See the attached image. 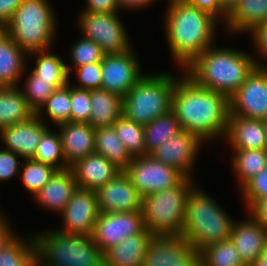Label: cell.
<instances>
[{
  "instance_id": "obj_34",
  "label": "cell",
  "mask_w": 267,
  "mask_h": 266,
  "mask_svg": "<svg viewBox=\"0 0 267 266\" xmlns=\"http://www.w3.org/2000/svg\"><path fill=\"white\" fill-rule=\"evenodd\" d=\"M32 159L57 170L70 168L64 159L59 133L50 129L42 135Z\"/></svg>"
},
{
  "instance_id": "obj_32",
  "label": "cell",
  "mask_w": 267,
  "mask_h": 266,
  "mask_svg": "<svg viewBox=\"0 0 267 266\" xmlns=\"http://www.w3.org/2000/svg\"><path fill=\"white\" fill-rule=\"evenodd\" d=\"M232 156L233 171L238 177L240 188L256 176L267 165V149L234 150Z\"/></svg>"
},
{
  "instance_id": "obj_11",
  "label": "cell",
  "mask_w": 267,
  "mask_h": 266,
  "mask_svg": "<svg viewBox=\"0 0 267 266\" xmlns=\"http://www.w3.org/2000/svg\"><path fill=\"white\" fill-rule=\"evenodd\" d=\"M257 65L230 97V114L267 120V65Z\"/></svg>"
},
{
  "instance_id": "obj_4",
  "label": "cell",
  "mask_w": 267,
  "mask_h": 266,
  "mask_svg": "<svg viewBox=\"0 0 267 266\" xmlns=\"http://www.w3.org/2000/svg\"><path fill=\"white\" fill-rule=\"evenodd\" d=\"M234 222L217 201L195 185L187 198L181 236L200 252L229 240Z\"/></svg>"
},
{
  "instance_id": "obj_38",
  "label": "cell",
  "mask_w": 267,
  "mask_h": 266,
  "mask_svg": "<svg viewBox=\"0 0 267 266\" xmlns=\"http://www.w3.org/2000/svg\"><path fill=\"white\" fill-rule=\"evenodd\" d=\"M56 171L57 169L54 167L31 158L24 159L19 173H21L25 189L34 196L51 179Z\"/></svg>"
},
{
  "instance_id": "obj_43",
  "label": "cell",
  "mask_w": 267,
  "mask_h": 266,
  "mask_svg": "<svg viewBox=\"0 0 267 266\" xmlns=\"http://www.w3.org/2000/svg\"><path fill=\"white\" fill-rule=\"evenodd\" d=\"M77 71V77L80 84L74 87L85 90L101 89L102 71L101 62L90 63L74 68Z\"/></svg>"
},
{
  "instance_id": "obj_17",
  "label": "cell",
  "mask_w": 267,
  "mask_h": 266,
  "mask_svg": "<svg viewBox=\"0 0 267 266\" xmlns=\"http://www.w3.org/2000/svg\"><path fill=\"white\" fill-rule=\"evenodd\" d=\"M100 213L141 210L142 197L124 171L96 190Z\"/></svg>"
},
{
  "instance_id": "obj_54",
  "label": "cell",
  "mask_w": 267,
  "mask_h": 266,
  "mask_svg": "<svg viewBox=\"0 0 267 266\" xmlns=\"http://www.w3.org/2000/svg\"><path fill=\"white\" fill-rule=\"evenodd\" d=\"M264 128H265L266 149H267V120H264Z\"/></svg>"
},
{
  "instance_id": "obj_41",
  "label": "cell",
  "mask_w": 267,
  "mask_h": 266,
  "mask_svg": "<svg viewBox=\"0 0 267 266\" xmlns=\"http://www.w3.org/2000/svg\"><path fill=\"white\" fill-rule=\"evenodd\" d=\"M240 191L247 210H250L259 200L267 197V165L256 176L249 179Z\"/></svg>"
},
{
  "instance_id": "obj_19",
  "label": "cell",
  "mask_w": 267,
  "mask_h": 266,
  "mask_svg": "<svg viewBox=\"0 0 267 266\" xmlns=\"http://www.w3.org/2000/svg\"><path fill=\"white\" fill-rule=\"evenodd\" d=\"M230 240L236 247L242 261L250 266L264 254L267 230L251 214L241 222H234Z\"/></svg>"
},
{
  "instance_id": "obj_9",
  "label": "cell",
  "mask_w": 267,
  "mask_h": 266,
  "mask_svg": "<svg viewBox=\"0 0 267 266\" xmlns=\"http://www.w3.org/2000/svg\"><path fill=\"white\" fill-rule=\"evenodd\" d=\"M78 25L82 35L99 45L105 54L131 49L130 39L118 13L80 12Z\"/></svg>"
},
{
  "instance_id": "obj_39",
  "label": "cell",
  "mask_w": 267,
  "mask_h": 266,
  "mask_svg": "<svg viewBox=\"0 0 267 266\" xmlns=\"http://www.w3.org/2000/svg\"><path fill=\"white\" fill-rule=\"evenodd\" d=\"M22 94L27 100L29 108L37 114L47 99L57 90L51 81L39 79L32 71L28 74Z\"/></svg>"
},
{
  "instance_id": "obj_8",
  "label": "cell",
  "mask_w": 267,
  "mask_h": 266,
  "mask_svg": "<svg viewBox=\"0 0 267 266\" xmlns=\"http://www.w3.org/2000/svg\"><path fill=\"white\" fill-rule=\"evenodd\" d=\"M193 178L142 197L141 211L145 228L152 235H181L186 202L195 187Z\"/></svg>"
},
{
  "instance_id": "obj_15",
  "label": "cell",
  "mask_w": 267,
  "mask_h": 266,
  "mask_svg": "<svg viewBox=\"0 0 267 266\" xmlns=\"http://www.w3.org/2000/svg\"><path fill=\"white\" fill-rule=\"evenodd\" d=\"M96 191L77 188L62 211L64 226L56 229L67 234H90L99 216Z\"/></svg>"
},
{
  "instance_id": "obj_53",
  "label": "cell",
  "mask_w": 267,
  "mask_h": 266,
  "mask_svg": "<svg viewBox=\"0 0 267 266\" xmlns=\"http://www.w3.org/2000/svg\"><path fill=\"white\" fill-rule=\"evenodd\" d=\"M250 266H267V257L264 254L261 255Z\"/></svg>"
},
{
  "instance_id": "obj_47",
  "label": "cell",
  "mask_w": 267,
  "mask_h": 266,
  "mask_svg": "<svg viewBox=\"0 0 267 266\" xmlns=\"http://www.w3.org/2000/svg\"><path fill=\"white\" fill-rule=\"evenodd\" d=\"M253 37L254 46H256L257 53H260L267 61V22L257 25L251 32H249Z\"/></svg>"
},
{
  "instance_id": "obj_30",
  "label": "cell",
  "mask_w": 267,
  "mask_h": 266,
  "mask_svg": "<svg viewBox=\"0 0 267 266\" xmlns=\"http://www.w3.org/2000/svg\"><path fill=\"white\" fill-rule=\"evenodd\" d=\"M49 50L28 54L30 57L31 55H38L32 72L41 80L51 81V84L59 89L70 82L66 68L67 64L59 56L49 52Z\"/></svg>"
},
{
  "instance_id": "obj_52",
  "label": "cell",
  "mask_w": 267,
  "mask_h": 266,
  "mask_svg": "<svg viewBox=\"0 0 267 266\" xmlns=\"http://www.w3.org/2000/svg\"><path fill=\"white\" fill-rule=\"evenodd\" d=\"M240 0H221L223 10L229 14Z\"/></svg>"
},
{
  "instance_id": "obj_25",
  "label": "cell",
  "mask_w": 267,
  "mask_h": 266,
  "mask_svg": "<svg viewBox=\"0 0 267 266\" xmlns=\"http://www.w3.org/2000/svg\"><path fill=\"white\" fill-rule=\"evenodd\" d=\"M24 52L4 30L0 29V80L5 86H19L20 78L26 71Z\"/></svg>"
},
{
  "instance_id": "obj_36",
  "label": "cell",
  "mask_w": 267,
  "mask_h": 266,
  "mask_svg": "<svg viewBox=\"0 0 267 266\" xmlns=\"http://www.w3.org/2000/svg\"><path fill=\"white\" fill-rule=\"evenodd\" d=\"M113 127L120 141L132 157L146 155L144 126L121 116Z\"/></svg>"
},
{
  "instance_id": "obj_24",
  "label": "cell",
  "mask_w": 267,
  "mask_h": 266,
  "mask_svg": "<svg viewBox=\"0 0 267 266\" xmlns=\"http://www.w3.org/2000/svg\"><path fill=\"white\" fill-rule=\"evenodd\" d=\"M153 235L145 228L103 253L104 266H143L147 246Z\"/></svg>"
},
{
  "instance_id": "obj_45",
  "label": "cell",
  "mask_w": 267,
  "mask_h": 266,
  "mask_svg": "<svg viewBox=\"0 0 267 266\" xmlns=\"http://www.w3.org/2000/svg\"><path fill=\"white\" fill-rule=\"evenodd\" d=\"M196 8L209 13L213 16L217 21L221 23H225L227 18V13L223 10L221 0H182Z\"/></svg>"
},
{
  "instance_id": "obj_21",
  "label": "cell",
  "mask_w": 267,
  "mask_h": 266,
  "mask_svg": "<svg viewBox=\"0 0 267 266\" xmlns=\"http://www.w3.org/2000/svg\"><path fill=\"white\" fill-rule=\"evenodd\" d=\"M78 188L96 191L112 180L121 170L97 153L78 160L71 167Z\"/></svg>"
},
{
  "instance_id": "obj_5",
  "label": "cell",
  "mask_w": 267,
  "mask_h": 266,
  "mask_svg": "<svg viewBox=\"0 0 267 266\" xmlns=\"http://www.w3.org/2000/svg\"><path fill=\"white\" fill-rule=\"evenodd\" d=\"M48 0H23L3 28L27 54L48 50L56 35L57 20Z\"/></svg>"
},
{
  "instance_id": "obj_13",
  "label": "cell",
  "mask_w": 267,
  "mask_h": 266,
  "mask_svg": "<svg viewBox=\"0 0 267 266\" xmlns=\"http://www.w3.org/2000/svg\"><path fill=\"white\" fill-rule=\"evenodd\" d=\"M145 229L141 210L100 213L94 225L92 239L104 253L124 239Z\"/></svg>"
},
{
  "instance_id": "obj_26",
  "label": "cell",
  "mask_w": 267,
  "mask_h": 266,
  "mask_svg": "<svg viewBox=\"0 0 267 266\" xmlns=\"http://www.w3.org/2000/svg\"><path fill=\"white\" fill-rule=\"evenodd\" d=\"M225 22L224 27L232 34L251 32L257 25L267 22V0H240Z\"/></svg>"
},
{
  "instance_id": "obj_12",
  "label": "cell",
  "mask_w": 267,
  "mask_h": 266,
  "mask_svg": "<svg viewBox=\"0 0 267 266\" xmlns=\"http://www.w3.org/2000/svg\"><path fill=\"white\" fill-rule=\"evenodd\" d=\"M143 266H201L200 252L181 235H153Z\"/></svg>"
},
{
  "instance_id": "obj_37",
  "label": "cell",
  "mask_w": 267,
  "mask_h": 266,
  "mask_svg": "<svg viewBox=\"0 0 267 266\" xmlns=\"http://www.w3.org/2000/svg\"><path fill=\"white\" fill-rule=\"evenodd\" d=\"M45 107V108H44ZM45 109V110H43ZM48 116L56 126L70 121L71 118V85L57 89L44 104L43 108L37 113L42 120V113Z\"/></svg>"
},
{
  "instance_id": "obj_16",
  "label": "cell",
  "mask_w": 267,
  "mask_h": 266,
  "mask_svg": "<svg viewBox=\"0 0 267 266\" xmlns=\"http://www.w3.org/2000/svg\"><path fill=\"white\" fill-rule=\"evenodd\" d=\"M204 142L193 133L181 130L172 136L150 155L169 166L182 172L186 177L192 178V169Z\"/></svg>"
},
{
  "instance_id": "obj_49",
  "label": "cell",
  "mask_w": 267,
  "mask_h": 266,
  "mask_svg": "<svg viewBox=\"0 0 267 266\" xmlns=\"http://www.w3.org/2000/svg\"><path fill=\"white\" fill-rule=\"evenodd\" d=\"M9 223L10 222L7 221V218L4 216V214L0 215V252L16 237V234L11 229V225Z\"/></svg>"
},
{
  "instance_id": "obj_50",
  "label": "cell",
  "mask_w": 267,
  "mask_h": 266,
  "mask_svg": "<svg viewBox=\"0 0 267 266\" xmlns=\"http://www.w3.org/2000/svg\"><path fill=\"white\" fill-rule=\"evenodd\" d=\"M248 212L267 230V197L259 200Z\"/></svg>"
},
{
  "instance_id": "obj_2",
  "label": "cell",
  "mask_w": 267,
  "mask_h": 266,
  "mask_svg": "<svg viewBox=\"0 0 267 266\" xmlns=\"http://www.w3.org/2000/svg\"><path fill=\"white\" fill-rule=\"evenodd\" d=\"M165 21L169 49L182 71L198 55L214 45L220 23L209 13L182 0H169Z\"/></svg>"
},
{
  "instance_id": "obj_7",
  "label": "cell",
  "mask_w": 267,
  "mask_h": 266,
  "mask_svg": "<svg viewBox=\"0 0 267 266\" xmlns=\"http://www.w3.org/2000/svg\"><path fill=\"white\" fill-rule=\"evenodd\" d=\"M177 79L168 72L143 75L123 97L122 115L145 126L169 113Z\"/></svg>"
},
{
  "instance_id": "obj_22",
  "label": "cell",
  "mask_w": 267,
  "mask_h": 266,
  "mask_svg": "<svg viewBox=\"0 0 267 266\" xmlns=\"http://www.w3.org/2000/svg\"><path fill=\"white\" fill-rule=\"evenodd\" d=\"M225 138L233 150L266 149L264 120L229 115Z\"/></svg>"
},
{
  "instance_id": "obj_20",
  "label": "cell",
  "mask_w": 267,
  "mask_h": 266,
  "mask_svg": "<svg viewBox=\"0 0 267 266\" xmlns=\"http://www.w3.org/2000/svg\"><path fill=\"white\" fill-rule=\"evenodd\" d=\"M59 129L65 162L69 167L95 153V128L89 123L67 122Z\"/></svg>"
},
{
  "instance_id": "obj_56",
  "label": "cell",
  "mask_w": 267,
  "mask_h": 266,
  "mask_svg": "<svg viewBox=\"0 0 267 266\" xmlns=\"http://www.w3.org/2000/svg\"><path fill=\"white\" fill-rule=\"evenodd\" d=\"M264 255L267 257V243H266V246H265V252H264Z\"/></svg>"
},
{
  "instance_id": "obj_51",
  "label": "cell",
  "mask_w": 267,
  "mask_h": 266,
  "mask_svg": "<svg viewBox=\"0 0 267 266\" xmlns=\"http://www.w3.org/2000/svg\"><path fill=\"white\" fill-rule=\"evenodd\" d=\"M119 3V9H133L137 10L139 8H144L146 6L152 5L153 2L155 3L156 0H117Z\"/></svg>"
},
{
  "instance_id": "obj_14",
  "label": "cell",
  "mask_w": 267,
  "mask_h": 266,
  "mask_svg": "<svg viewBox=\"0 0 267 266\" xmlns=\"http://www.w3.org/2000/svg\"><path fill=\"white\" fill-rule=\"evenodd\" d=\"M133 48L123 53L105 54L101 62V89L122 98L144 75Z\"/></svg>"
},
{
  "instance_id": "obj_27",
  "label": "cell",
  "mask_w": 267,
  "mask_h": 266,
  "mask_svg": "<svg viewBox=\"0 0 267 266\" xmlns=\"http://www.w3.org/2000/svg\"><path fill=\"white\" fill-rule=\"evenodd\" d=\"M123 98L104 89L90 90L89 124L96 128L109 127L122 116Z\"/></svg>"
},
{
  "instance_id": "obj_3",
  "label": "cell",
  "mask_w": 267,
  "mask_h": 266,
  "mask_svg": "<svg viewBox=\"0 0 267 266\" xmlns=\"http://www.w3.org/2000/svg\"><path fill=\"white\" fill-rule=\"evenodd\" d=\"M247 52L235 48L210 46L184 69V73L202 88L224 94L229 99L262 63ZM261 63V64H260Z\"/></svg>"
},
{
  "instance_id": "obj_44",
  "label": "cell",
  "mask_w": 267,
  "mask_h": 266,
  "mask_svg": "<svg viewBox=\"0 0 267 266\" xmlns=\"http://www.w3.org/2000/svg\"><path fill=\"white\" fill-rule=\"evenodd\" d=\"M3 148L0 149V182L11 180L16 174L20 176L21 169L20 159L18 161L20 156L5 149V147Z\"/></svg>"
},
{
  "instance_id": "obj_48",
  "label": "cell",
  "mask_w": 267,
  "mask_h": 266,
  "mask_svg": "<svg viewBox=\"0 0 267 266\" xmlns=\"http://www.w3.org/2000/svg\"><path fill=\"white\" fill-rule=\"evenodd\" d=\"M23 0H0V29L11 20L14 11L22 4Z\"/></svg>"
},
{
  "instance_id": "obj_40",
  "label": "cell",
  "mask_w": 267,
  "mask_h": 266,
  "mask_svg": "<svg viewBox=\"0 0 267 266\" xmlns=\"http://www.w3.org/2000/svg\"><path fill=\"white\" fill-rule=\"evenodd\" d=\"M70 57L73 65H66L68 74L72 69L90 63L102 62L105 53L94 41L82 37L71 47Z\"/></svg>"
},
{
  "instance_id": "obj_55",
  "label": "cell",
  "mask_w": 267,
  "mask_h": 266,
  "mask_svg": "<svg viewBox=\"0 0 267 266\" xmlns=\"http://www.w3.org/2000/svg\"><path fill=\"white\" fill-rule=\"evenodd\" d=\"M5 84L0 80V92L5 88Z\"/></svg>"
},
{
  "instance_id": "obj_46",
  "label": "cell",
  "mask_w": 267,
  "mask_h": 266,
  "mask_svg": "<svg viewBox=\"0 0 267 266\" xmlns=\"http://www.w3.org/2000/svg\"><path fill=\"white\" fill-rule=\"evenodd\" d=\"M86 8L82 12L92 13H119L117 0H86Z\"/></svg>"
},
{
  "instance_id": "obj_28",
  "label": "cell",
  "mask_w": 267,
  "mask_h": 266,
  "mask_svg": "<svg viewBox=\"0 0 267 266\" xmlns=\"http://www.w3.org/2000/svg\"><path fill=\"white\" fill-rule=\"evenodd\" d=\"M19 88L20 86H7L0 92V130L29 120L35 115Z\"/></svg>"
},
{
  "instance_id": "obj_23",
  "label": "cell",
  "mask_w": 267,
  "mask_h": 266,
  "mask_svg": "<svg viewBox=\"0 0 267 266\" xmlns=\"http://www.w3.org/2000/svg\"><path fill=\"white\" fill-rule=\"evenodd\" d=\"M77 188L71 168L57 170L33 197L40 206L61 214Z\"/></svg>"
},
{
  "instance_id": "obj_33",
  "label": "cell",
  "mask_w": 267,
  "mask_h": 266,
  "mask_svg": "<svg viewBox=\"0 0 267 266\" xmlns=\"http://www.w3.org/2000/svg\"><path fill=\"white\" fill-rule=\"evenodd\" d=\"M26 241L16 236L0 252V266H36L35 236Z\"/></svg>"
},
{
  "instance_id": "obj_42",
  "label": "cell",
  "mask_w": 267,
  "mask_h": 266,
  "mask_svg": "<svg viewBox=\"0 0 267 266\" xmlns=\"http://www.w3.org/2000/svg\"><path fill=\"white\" fill-rule=\"evenodd\" d=\"M90 113V90L79 89L71 85L70 122L89 123Z\"/></svg>"
},
{
  "instance_id": "obj_29",
  "label": "cell",
  "mask_w": 267,
  "mask_h": 266,
  "mask_svg": "<svg viewBox=\"0 0 267 266\" xmlns=\"http://www.w3.org/2000/svg\"><path fill=\"white\" fill-rule=\"evenodd\" d=\"M95 153L102 155L123 171L133 157L118 138L113 126L95 129Z\"/></svg>"
},
{
  "instance_id": "obj_1",
  "label": "cell",
  "mask_w": 267,
  "mask_h": 266,
  "mask_svg": "<svg viewBox=\"0 0 267 266\" xmlns=\"http://www.w3.org/2000/svg\"><path fill=\"white\" fill-rule=\"evenodd\" d=\"M180 77L172 94V111L181 129L198 136L204 143L224 138L230 114L229 98L200 87L186 74Z\"/></svg>"
},
{
  "instance_id": "obj_6",
  "label": "cell",
  "mask_w": 267,
  "mask_h": 266,
  "mask_svg": "<svg viewBox=\"0 0 267 266\" xmlns=\"http://www.w3.org/2000/svg\"><path fill=\"white\" fill-rule=\"evenodd\" d=\"M34 236L36 266H104L103 252L90 234H67L55 229Z\"/></svg>"
},
{
  "instance_id": "obj_35",
  "label": "cell",
  "mask_w": 267,
  "mask_h": 266,
  "mask_svg": "<svg viewBox=\"0 0 267 266\" xmlns=\"http://www.w3.org/2000/svg\"><path fill=\"white\" fill-rule=\"evenodd\" d=\"M201 266H246L231 240L211 244L200 251Z\"/></svg>"
},
{
  "instance_id": "obj_18",
  "label": "cell",
  "mask_w": 267,
  "mask_h": 266,
  "mask_svg": "<svg viewBox=\"0 0 267 266\" xmlns=\"http://www.w3.org/2000/svg\"><path fill=\"white\" fill-rule=\"evenodd\" d=\"M48 129L44 120L35 114L29 120L3 127L0 130V140H3L5 149L19 155L22 160L31 159L42 135Z\"/></svg>"
},
{
  "instance_id": "obj_31",
  "label": "cell",
  "mask_w": 267,
  "mask_h": 266,
  "mask_svg": "<svg viewBox=\"0 0 267 266\" xmlns=\"http://www.w3.org/2000/svg\"><path fill=\"white\" fill-rule=\"evenodd\" d=\"M181 130L176 114L172 110L167 114L158 116L150 124L145 125L144 140L146 155H150L163 142H166Z\"/></svg>"
},
{
  "instance_id": "obj_10",
  "label": "cell",
  "mask_w": 267,
  "mask_h": 266,
  "mask_svg": "<svg viewBox=\"0 0 267 266\" xmlns=\"http://www.w3.org/2000/svg\"><path fill=\"white\" fill-rule=\"evenodd\" d=\"M141 197L179 184L186 176L151 155L133 157L123 170Z\"/></svg>"
}]
</instances>
